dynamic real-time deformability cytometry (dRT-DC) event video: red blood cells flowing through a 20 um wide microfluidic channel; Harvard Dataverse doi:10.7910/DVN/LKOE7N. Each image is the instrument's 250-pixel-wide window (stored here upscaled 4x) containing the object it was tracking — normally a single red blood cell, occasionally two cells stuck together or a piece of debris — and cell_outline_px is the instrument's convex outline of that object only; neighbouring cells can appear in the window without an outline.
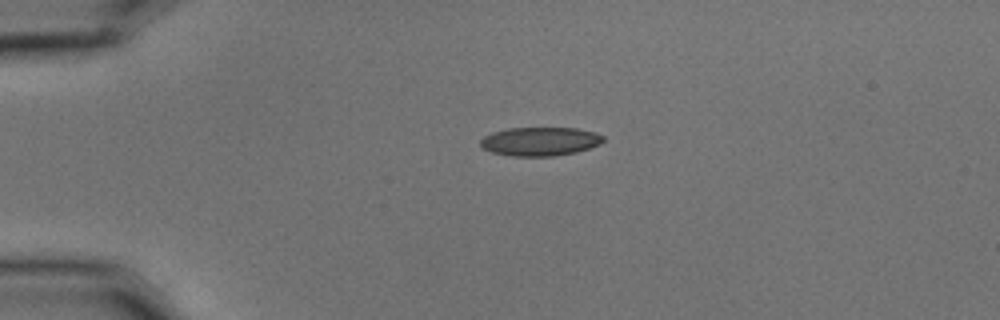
{"species": "common noctule bat (a hibernating species)", "species_latin": "Nyctalus noctula", "temperature_condition": "cold", "stored_images_in_passage": 44, "camera_frame_rate_fps": 3000, "um_per_image_px": 0.085, "animal": {"sex": "male", "body_mass_g": 15.6}, "frame": {"image": 1, "passage_image": 1, "time_ms": 0.0, "image_size_px": [1000, 320], "cell_outline_px": [[604, 140], [600, 144], [576, 152], [556, 156], [512, 156], [492, 152], [484, 148], [480, 144], [480, 140], [484, 136], [492, 132], [508, 128], [576, 128], [596, 132], [604, 136]], "centroid_in_image_um": [45.92, 12.02], "position_along_channel_um": 39.1, "area_um2": 20.58}}
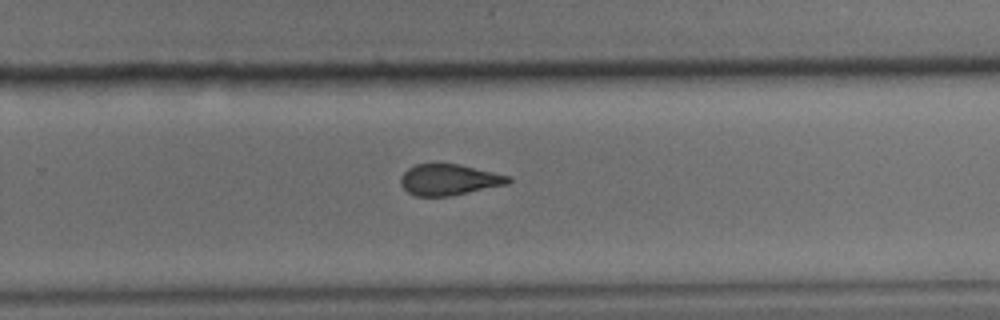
{"frame": {"image": 2, "passage_image": 25, "time_ms": 8.0, "image_size_px": [1000, 320], "cell_outline_px": [[512, 180], [508, 184], [448, 196], [416, 196], [408, 192], [400, 184], [400, 176], [408, 168], [416, 164], [456, 164], [512, 176]], "centroid_in_image_um": [38.16, 15.27], "position_along_channel_um": 291.6, "area_um2": 19.31}}
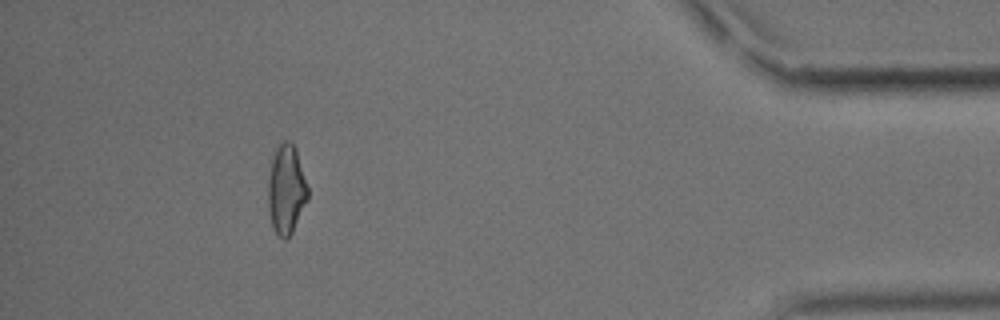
{"frame": {"image": 3, "passage_image": 39, "time_ms": 12.667, "image_size_px": [1000, 320], "cell_outline_px": [[308, 200], [288, 240], [284, 240], [276, 236], [272, 228], [268, 208], [268, 180], [272, 160], [276, 144], [284, 140], [288, 140], [296, 148], [308, 188]], "centroid_in_image_um": [24.32, 16.14], "position_along_channel_um": 410.9, "area_um2": 21.04}, "authors_computed_cell_mechanics": {"area_um2": 20.808, "velocity_mm_per_s": 3.6056, "shape_relaxation_time_tau1_ms": 9.6543, "shape_relaxation_time_tau2_ms": 2.4341, "deformation_change_tau1": 0.1845, "deformation_change_tau2": 0.0911}}